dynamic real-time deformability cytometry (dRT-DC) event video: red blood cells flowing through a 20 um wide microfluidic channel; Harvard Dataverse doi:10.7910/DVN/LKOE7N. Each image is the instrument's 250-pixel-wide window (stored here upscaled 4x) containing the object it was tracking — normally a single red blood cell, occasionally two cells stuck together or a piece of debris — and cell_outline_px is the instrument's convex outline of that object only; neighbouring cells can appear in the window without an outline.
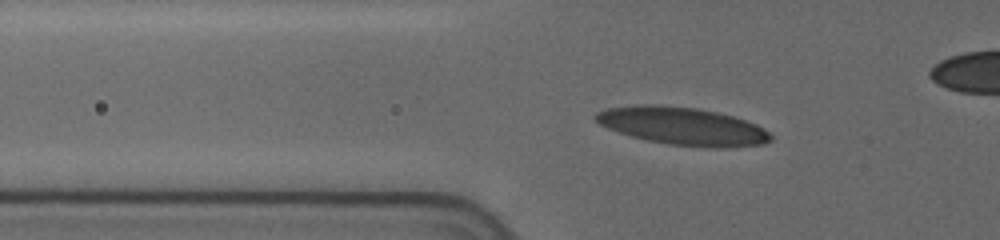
{"species": "human", "species_latin": "Homo sapiens", "temperature_condition": "cold", "stored_images_in_passage": 42, "camera_frame_rate_fps": 3000, "um_per_image_px": 0.085, "donor": {"sex": "female"}, "frame": {"image": 1, "passage_image": 8, "time_ms": 3.0, "image_size_px": [1000, 240], "cell_outline_px": [[772, 140], [764, 144], [724, 148], [712, 148], [668, 144], [648, 140], [632, 136], [608, 128], [600, 124], [592, 116], [596, 112], [608, 108], [636, 104], [660, 104], [700, 108], [732, 116], [756, 124], [764, 128], [772, 136]], "centroid_in_image_um": [58.02, 10.71], "position_along_channel_um": 67.8, "area_um2": 38.67}}
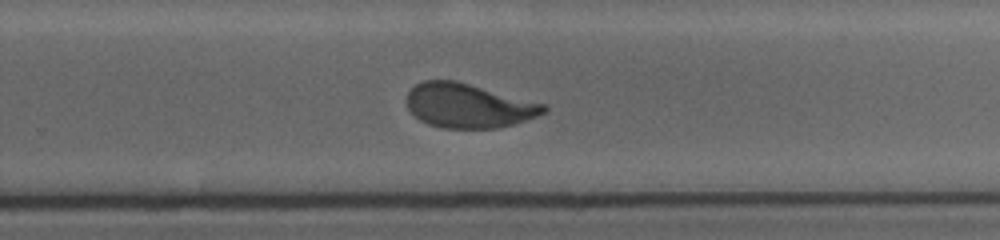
{"frame": {"image": 2, "passage_image": 25, "time_ms": 9.333, "image_size_px": [1000, 240], "cell_outline_px": [[548, 112], [512, 124], [496, 128], [444, 128], [428, 124], [420, 120], [408, 108], [408, 92], [416, 84], [424, 80], [456, 80], [544, 104], [548, 108]], "centroid_in_image_um": [39.81, 8.98], "position_along_channel_um": 290.0, "area_um2": 34.97}}
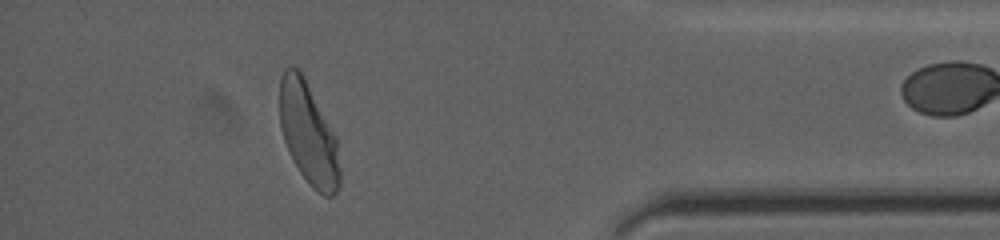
{"frame": {"image": 3, "passage_image": 36, "time_ms": 13.333, "image_size_px": [1000, 240], "cell_outline_px": [[340, 188], [332, 196], [324, 196], [316, 192], [312, 188], [300, 172], [292, 160], [284, 140], [280, 124], [280, 80], [284, 68], [288, 64], [292, 64], [300, 68], [336, 136], [340, 168]], "centroid_in_image_um": [26.21, 11.33], "position_along_channel_um": 409.0, "area_um2": 36.18}, "authors_computed_cell_mechanics": {"area_um2": 36.5007, "velocity_mm_per_s": 3.6527, "shape_relaxation_time_tau1_ms": 3.6941, "shape_relaxation_time_tau2_ms": null, "deformation_change_tau1": 0.1739, "deformation_change_tau2": null}}